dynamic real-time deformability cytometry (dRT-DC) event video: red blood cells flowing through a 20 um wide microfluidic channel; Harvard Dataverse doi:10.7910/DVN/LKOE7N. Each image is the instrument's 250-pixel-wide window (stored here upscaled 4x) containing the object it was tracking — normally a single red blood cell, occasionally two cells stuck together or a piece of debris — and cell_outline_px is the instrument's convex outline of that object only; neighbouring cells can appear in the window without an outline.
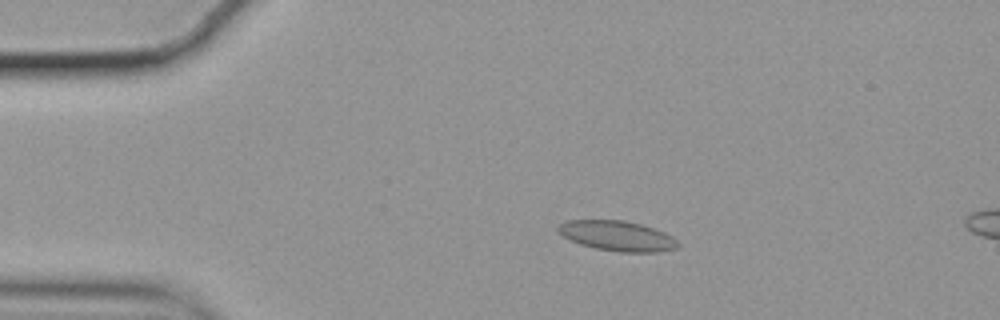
{"species": "common noctule bat (a hibernating species)", "species_latin": "Nyctalus noctula", "temperature_condition": "cold", "stored_images_in_passage": 8, "camera_frame_rate_fps": 3000, "um_per_image_px": 0.085, "animal": {"sex": "female", "body_mass_g": 19.9}, "frame": {"image": 1, "passage_image": 3, "time_ms": 0.667, "image_size_px": [1000, 320], "cell_outline_px": [[680, 244], [676, 248], [660, 252], [620, 252], [596, 248], [580, 244], [556, 232], [556, 228], [560, 224], [568, 220], [624, 220], [640, 224], [664, 232], [672, 236]], "centroid_in_image_um": [52.47, 20.05], "position_along_channel_um": 32.5, "area_um2": 20.92}}